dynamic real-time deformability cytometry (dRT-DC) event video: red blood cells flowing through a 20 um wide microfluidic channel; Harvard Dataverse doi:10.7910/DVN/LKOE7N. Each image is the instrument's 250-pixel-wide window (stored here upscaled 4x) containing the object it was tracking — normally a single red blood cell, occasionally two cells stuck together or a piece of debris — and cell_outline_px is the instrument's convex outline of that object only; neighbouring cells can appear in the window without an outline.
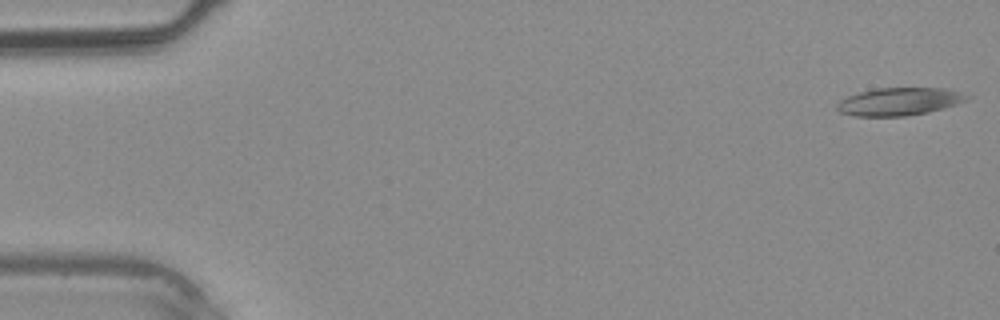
{"species": "common noctule bat (a hibernating species)", "species_latin": "Nyctalus noctula", "temperature_condition": "warm", "stored_images_in_passage": 35, "camera_frame_rate_fps": 3000, "um_per_image_px": 0.085, "animal": {"sex": "male", "body_mass_g": 20.4}, "frame": {"image": 1, "passage_image": 1, "time_ms": 0.0, "image_size_px": [1000, 320], "cell_outline_px": [[972, 96], [968, 100], [956, 104], [928, 112], [904, 116], [856, 116], [840, 112], [836, 108], [836, 104], [840, 100], [848, 96], [860, 92], [876, 88], [944, 88], [960, 92]], "centroid_in_image_um": [76.44, 8.63], "position_along_channel_um": 8.6, "area_um2": 20.92}}
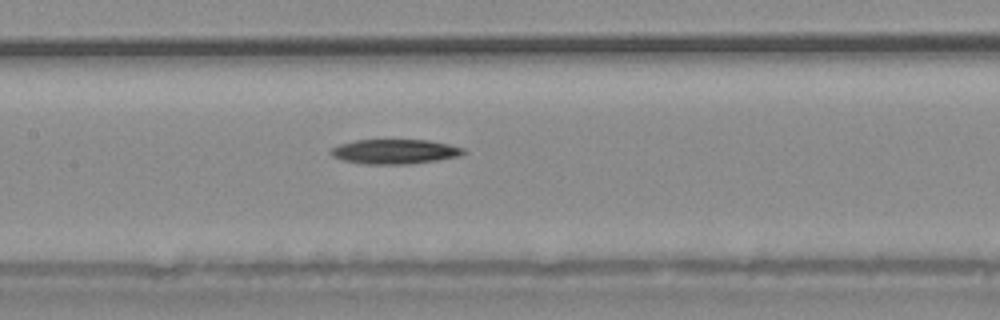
{"frame": {"image": 2, "passage_image": 18, "time_ms": 5.667, "image_size_px": [1000, 320], "cell_outline_px": [[468, 152], [460, 156], [436, 160], [408, 164], [364, 164], [344, 160], [332, 156], [328, 152], [332, 148], [340, 144], [356, 140], [428, 140], [448, 144], [464, 148]], "centroid_in_image_um": [33.57, 12.88], "position_along_channel_um": 173.8, "area_um2": 19.02}}
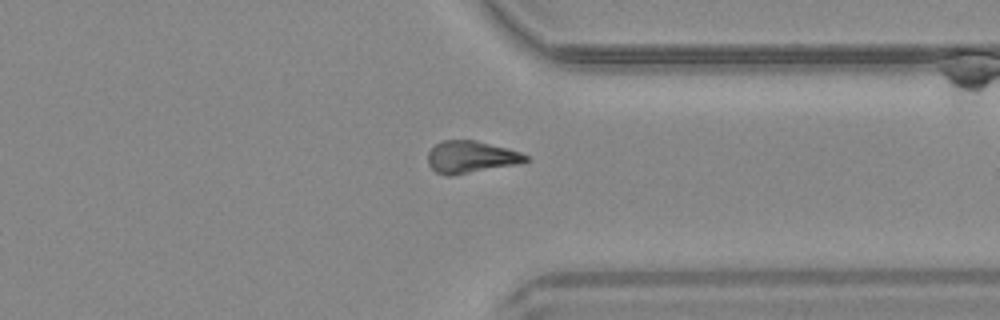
{"frame": {"image": 3, "passage_image": 29, "time_ms": 9.333, "image_size_px": [1000, 320], "cell_outline_px": [[528, 160], [516, 164], [452, 176], [448, 176], [436, 172], [428, 164], [428, 152], [436, 144], [444, 140], [476, 140], [508, 148], [520, 152], [528, 156]], "centroid_in_image_um": [40.01, 13.34], "position_along_channel_um": 371.4, "area_um2": 18.21}}